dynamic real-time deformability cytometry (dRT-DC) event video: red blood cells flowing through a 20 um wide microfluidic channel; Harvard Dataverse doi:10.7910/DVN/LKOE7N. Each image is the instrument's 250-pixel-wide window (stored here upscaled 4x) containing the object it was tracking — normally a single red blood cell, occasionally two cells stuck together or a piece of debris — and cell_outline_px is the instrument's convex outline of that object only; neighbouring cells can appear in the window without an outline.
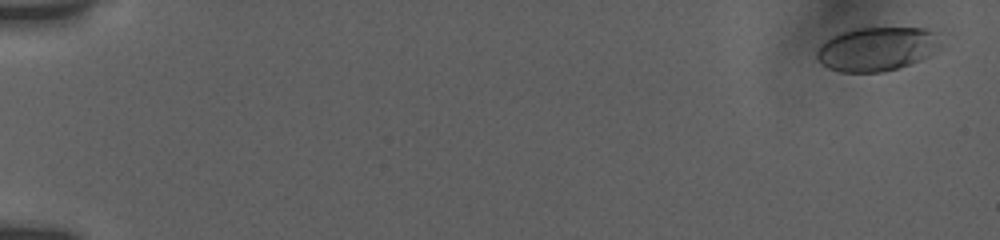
{"species": "human", "species_latin": "Homo sapiens", "temperature_condition": "room temperature", "stored_images_in_passage": 38, "camera_frame_rate_fps": 3000, "um_per_image_px": 0.085, "donor": {"sex": "female"}, "frame": {"image": 1, "passage_image": 2, "time_ms": 0.667, "image_size_px": [1000, 240], "cell_outline_px": [[932, 32], [928, 56], [920, 60], [896, 68], [880, 72], [840, 72], [828, 68], [820, 64], [816, 56], [816, 52], [820, 44], [832, 36], [840, 32], [852, 28], [928, 28]], "centroid_in_image_um": [74.3, 4.17], "position_along_channel_um": 10.7, "area_um2": 30.58}}
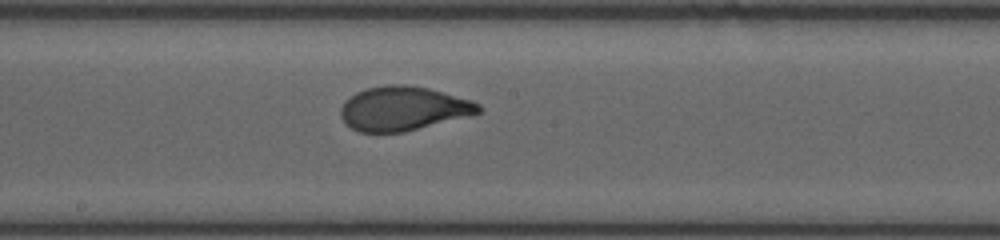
{"frame": {"image": 2, "passage_image": 22, "time_ms": 10.667, "image_size_px": [1000, 240], "cell_outline_px": [[484, 108], [480, 112], [468, 116], [404, 132], [360, 132], [344, 124], [340, 116], [340, 108], [344, 100], [356, 92], [368, 88], [384, 84], [404, 84], [428, 88], [472, 100], [480, 104]], "centroid_in_image_um": [34.25, 9.22], "position_along_channel_um": 214.0, "area_um2": 35.66}}
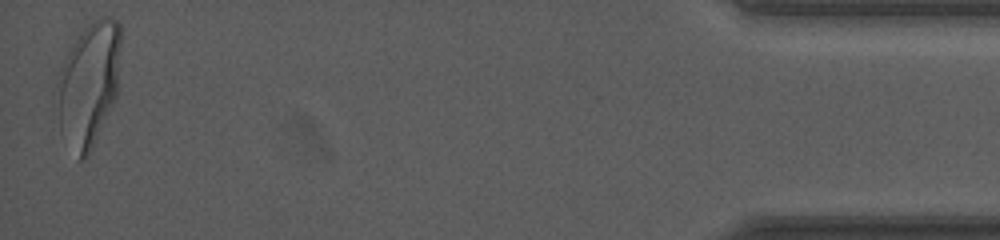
{"frame": {"image": 3, "passage_image": 38, "time_ms": 18.333, "image_size_px": [1000, 240], "cell_outline_px": [[120, 44], [116, 96], [92, 148], [88, 156], [84, 160], [80, 160], [60, 132], [56, 84], [60, 68], [68, 48], [80, 32], [88, 24], [100, 16], [108, 16], [116, 20], [120, 24]], "centroid_in_image_um": [7.52, 7.11], "position_along_channel_um": 427.7, "area_um2": 46.01}, "authors_computed_cell_mechanics": {"area_um2": 35.2869, "velocity_mm_per_s": 3.8109, "shape_relaxation_time_tau1_ms": 4.9963, "shape_relaxation_time_tau2_ms": null, "deformation_change_tau1": 0.182, "deformation_change_tau2": null}}